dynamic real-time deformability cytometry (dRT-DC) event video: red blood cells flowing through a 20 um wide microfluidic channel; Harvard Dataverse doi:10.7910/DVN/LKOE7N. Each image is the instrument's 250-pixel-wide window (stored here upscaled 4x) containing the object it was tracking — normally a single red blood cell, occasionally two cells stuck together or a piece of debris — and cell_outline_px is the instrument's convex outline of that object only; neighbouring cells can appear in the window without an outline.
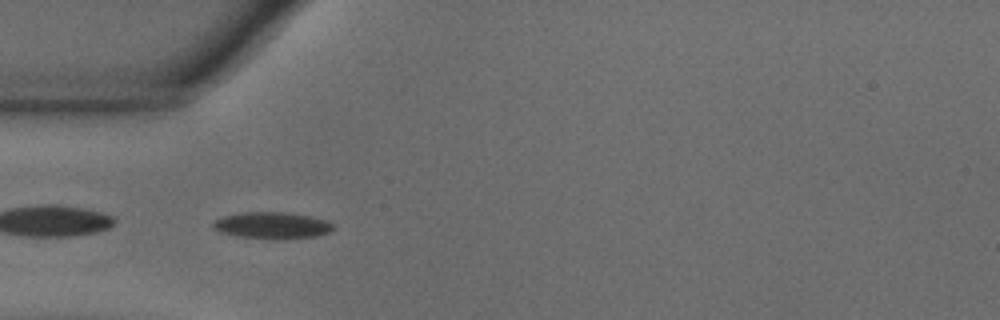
{"species": "common noctule bat (a hibernating species)", "species_latin": "Nyctalus noctula", "temperature_condition": "warm", "stored_images_in_passage": 55, "segment_of_instrument_passage": [2, 2], "camera_frame_rate_fps": 3000, "um_per_image_px": 0.085, "animal": {"sex": "male", "body_mass_g": 18.8}, "frame": {"image": 1, "passage_image": 17, "time_ms": 5.333, "image_size_px": [1000, 320], "cell_outline_px": [[332, 228], [328, 232], [316, 236], [276, 240], [236, 236], [220, 232], [212, 228], [212, 220], [220, 216], [240, 212], [284, 212], [308, 216], [328, 220], [332, 224]], "centroid_in_image_um": [23.04, 19.16], "position_along_channel_um": 62.0, "area_um2": 18.9}}
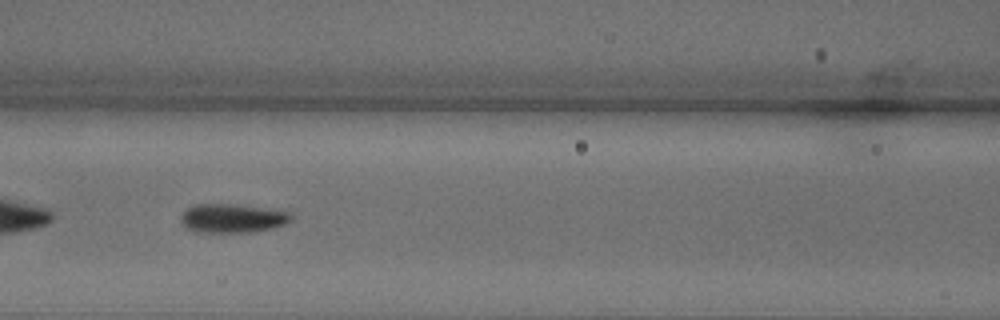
{"frame": {"image": 2, "passage_image": 24, "time_ms": 7.667, "image_size_px": [1000, 320], "cell_outline_px": [[292, 220], [284, 224], [272, 228], [248, 232], [196, 232], [184, 228], [180, 220], [180, 216], [188, 208], [196, 204], [228, 204], [260, 208], [288, 212], [292, 216]], "centroid_in_image_um": [19.68, 18.57], "position_along_channel_um": 146.9, "area_um2": 18.26}}
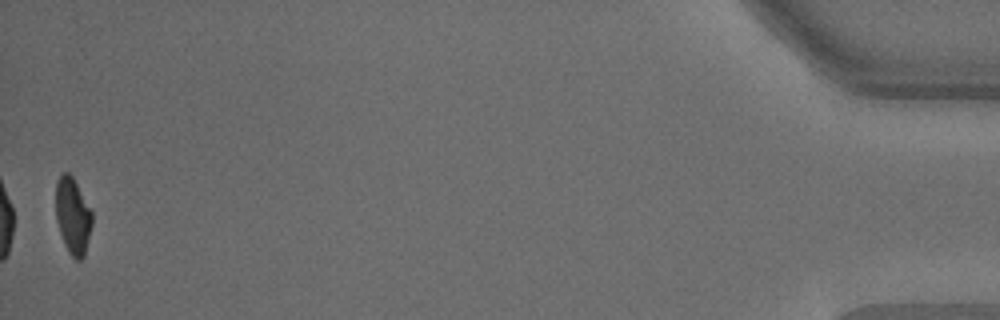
{"frame": {"image": 3, "passage_image": 55, "time_ms": 18.0, "image_size_px": [1000, 320], "cell_outline_px": [[92, 224], [84, 256], [80, 260], [76, 260], [68, 252], [64, 244], [56, 220], [56, 180], [60, 172], [68, 172], [72, 176], [92, 212]], "centroid_in_image_um": [6.17, 18.33], "position_along_channel_um": 429.0, "area_um2": 16.13}}